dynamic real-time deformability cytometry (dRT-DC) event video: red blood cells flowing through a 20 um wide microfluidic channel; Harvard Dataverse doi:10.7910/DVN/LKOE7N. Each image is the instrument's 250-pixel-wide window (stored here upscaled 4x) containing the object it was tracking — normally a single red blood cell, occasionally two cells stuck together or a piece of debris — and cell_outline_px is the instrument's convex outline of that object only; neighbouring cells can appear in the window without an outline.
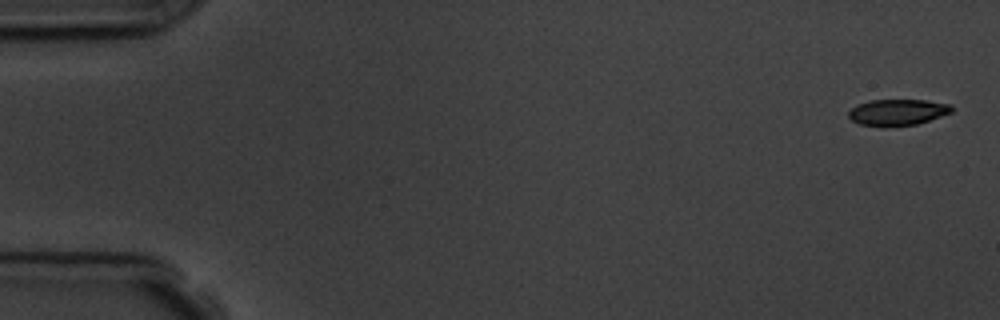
{"species": "common noctule bat (a hibernating species)", "species_latin": "Nyctalus noctula", "temperature_condition": "room temperature", "stored_images_in_passage": 6, "camera_frame_rate_fps": 3000, "um_per_image_px": 0.085, "animal": {"sex": "male", "body_mass_g": 19.5, "forearm_length_mm": 54.6}, "frame": {"image": 1, "passage_image": 1, "time_ms": 0.0, "image_size_px": [1000, 320], "cell_outline_px": [[952, 112], [916, 124], [880, 128], [860, 124], [852, 120], [848, 116], [848, 112], [852, 108], [868, 100], [924, 100], [952, 104]], "centroid_in_image_um": [76.27, 9.55], "position_along_channel_um": 8.7, "area_um2": 15.84}}